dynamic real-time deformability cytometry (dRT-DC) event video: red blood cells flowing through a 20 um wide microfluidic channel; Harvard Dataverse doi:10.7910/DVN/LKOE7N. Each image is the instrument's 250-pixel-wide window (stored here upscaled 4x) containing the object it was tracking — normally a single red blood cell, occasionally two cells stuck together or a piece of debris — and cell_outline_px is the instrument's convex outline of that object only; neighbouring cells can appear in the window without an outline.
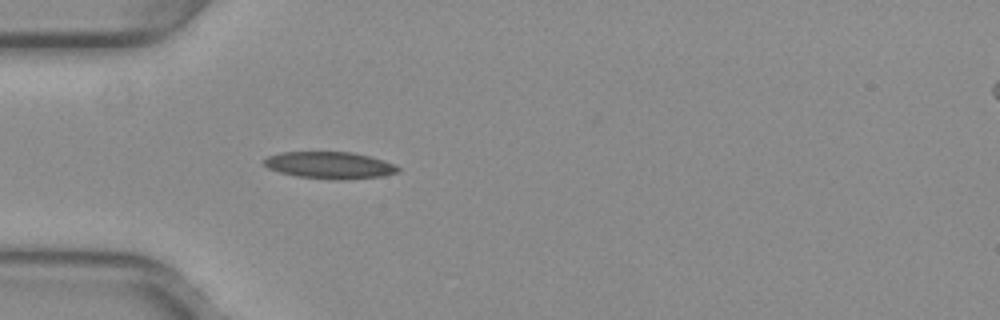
{"species": "common noctule bat (a hibernating species)", "species_latin": "Nyctalus noctula", "temperature_condition": "warm", "stored_images_in_passage": 8, "camera_frame_rate_fps": 3000, "um_per_image_px": 0.085, "animal": {"sex": "female", "body_mass_g": 29.2, "forearm_length_mm": 56.3}, "frame": {"image": 1, "passage_image": 1, "time_ms": 0.0, "image_size_px": [1000, 320], "cell_outline_px": [[400, 172], [384, 176], [336, 180], [296, 176], [280, 172], [268, 168], [264, 164], [264, 160], [268, 156], [284, 152], [352, 152], [384, 160], [400, 168]], "centroid_in_image_um": [28.04, 14.05], "position_along_channel_um": 57.0, "area_um2": 20.87}}
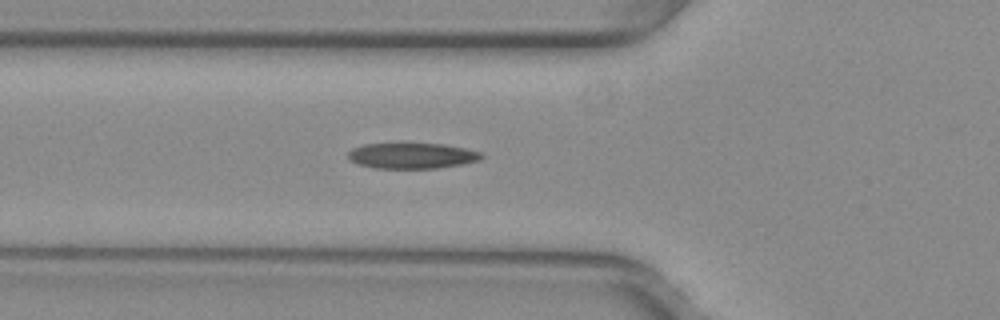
{"frame": {"image": 2, "passage_image": 4, "time_ms": 1.0, "image_size_px": [1000, 320], "cell_outline_px": [[484, 156], [480, 160], [464, 164], [436, 168], [376, 168], [360, 164], [348, 160], [348, 152], [352, 148], [364, 144], [444, 144], [464, 148], [480, 152]], "centroid_in_image_um": [35.02, 13.24], "position_along_channel_um": 90.8, "area_um2": 19.83}}
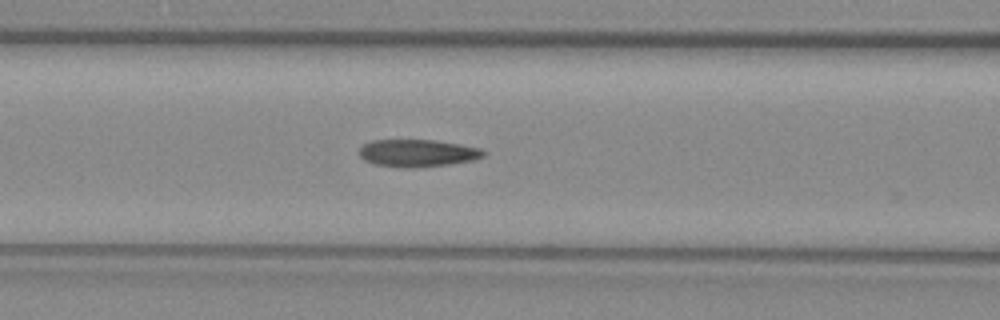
{"frame": {"image": 3, "passage_image": 7, "time_ms": 2.0, "image_size_px": [1000, 320], "cell_outline_px": [[488, 152], [484, 156], [476, 160], [448, 164], [416, 168], [400, 168], [376, 164], [364, 160], [360, 156], [360, 148], [364, 144], [372, 140], [432, 140], [460, 144], [480, 148]], "centroid_in_image_um": [35.53, 13.02], "position_along_channel_um": 131.1, "area_um2": 19.94}}